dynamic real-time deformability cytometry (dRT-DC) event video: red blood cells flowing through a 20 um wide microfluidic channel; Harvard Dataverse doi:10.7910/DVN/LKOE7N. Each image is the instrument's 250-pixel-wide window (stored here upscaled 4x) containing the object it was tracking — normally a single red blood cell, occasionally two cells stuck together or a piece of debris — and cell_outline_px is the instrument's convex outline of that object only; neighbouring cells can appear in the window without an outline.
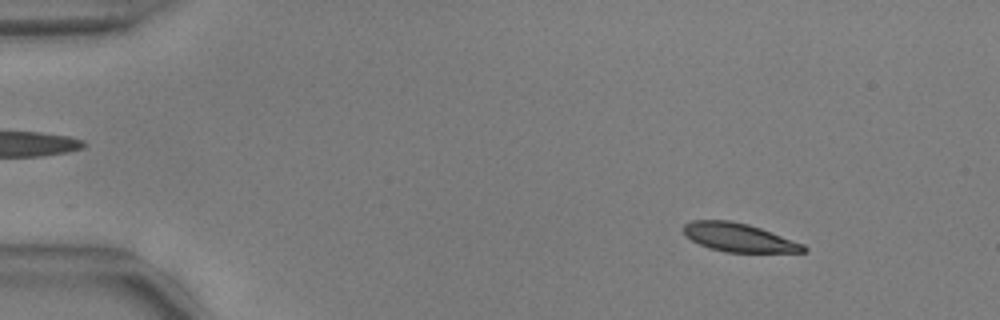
{"species": "common noctule bat (a hibernating species)", "species_latin": "Nyctalus noctula", "temperature_condition": "warm", "stored_images_in_passage": 53, "camera_frame_rate_fps": 3000, "um_per_image_px": 0.085, "animal": {"sex": "male", "body_mass_g": 17.9, "forearm_length_mm": 54.2}, "frame": {"image": 1, "passage_image": 6, "time_ms": 1.667, "image_size_px": [1000, 320], "cell_outline_px": [[808, 252], [724, 252], [708, 248], [692, 240], [684, 232], [684, 224], [692, 220], [732, 220], [748, 224], [760, 228], [804, 244], [808, 248]], "centroid_in_image_um": [62.82, 20.19], "position_along_channel_um": 22.2, "area_um2": 19.88}}
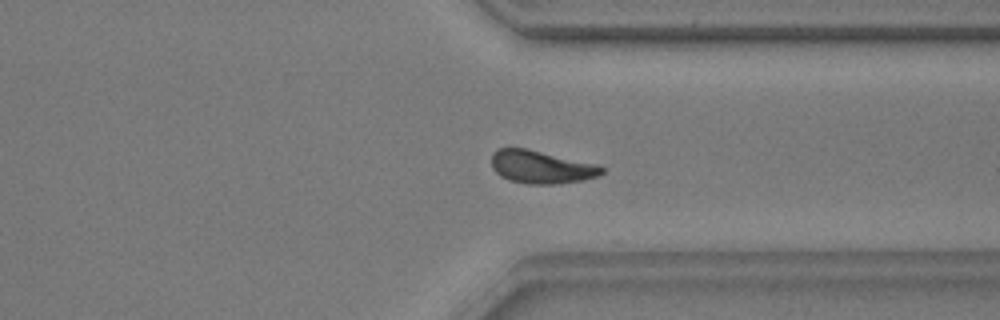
{"frame": {"image": 2, "passage_image": 41, "time_ms": 13.333, "image_size_px": [1000, 320], "cell_outline_px": [[604, 172], [596, 176], [584, 180], [556, 184], [528, 184], [508, 180], [500, 176], [492, 168], [492, 152], [496, 148], [528, 148], [600, 164], [604, 168]], "centroid_in_image_um": [46.02, 14.18], "position_along_channel_um": 365.4, "area_um2": 21.56}}
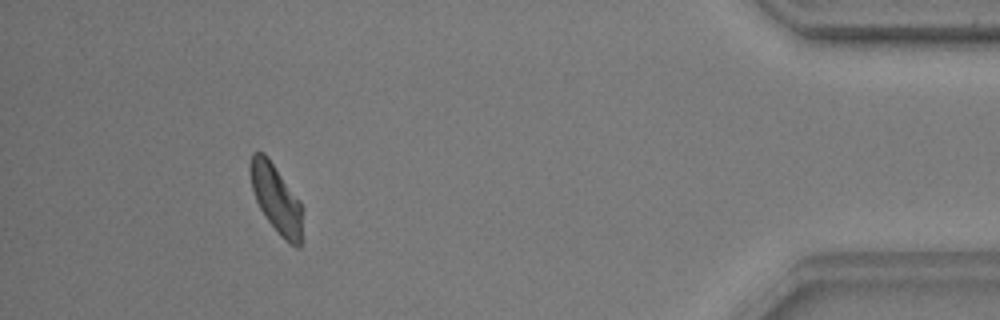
{"frame": {"image": 3, "passage_image": 49, "time_ms": 16.0, "image_size_px": [1000, 320], "cell_outline_px": [[304, 208], [300, 248], [296, 248], [288, 244], [280, 236], [268, 220], [260, 208], [256, 200], [252, 188], [248, 168], [252, 152], [264, 152], [300, 200]], "centroid_in_image_um": [23.5, 16.92], "position_along_channel_um": 411.7, "area_um2": 21.15}, "authors_computed_cell_mechanics": {"area_um2": 21.2704, "velocity_mm_per_s": 3.7283, "shape_relaxation_time_tau1_ms": 5.4945, "shape_relaxation_time_tau2_ms": 3.45, "deformation_change_tau1": 0.1487, "deformation_change_tau2": 0.1115}}